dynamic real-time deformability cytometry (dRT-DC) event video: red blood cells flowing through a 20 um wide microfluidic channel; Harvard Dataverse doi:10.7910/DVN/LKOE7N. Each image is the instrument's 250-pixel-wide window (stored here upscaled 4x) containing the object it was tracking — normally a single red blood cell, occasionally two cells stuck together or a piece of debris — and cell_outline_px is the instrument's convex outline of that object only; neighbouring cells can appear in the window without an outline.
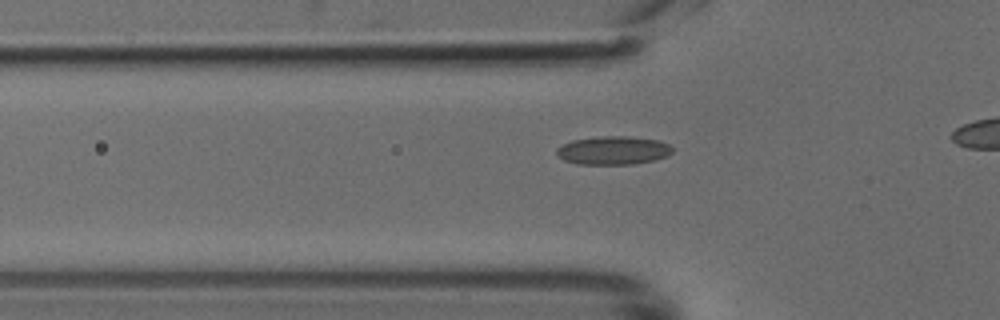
{"species": "common noctule bat (a hibernating species)", "species_latin": "Nyctalus noctula", "temperature_condition": "cold", "stored_images_in_passage": 26, "camera_frame_rate_fps": 3000, "um_per_image_px": 0.085, "animal": {"sex": "male", "body_mass_g": 18.8}, "frame": {"image": 1, "passage_image": 2, "time_ms": 0.333, "image_size_px": [1000, 320], "cell_outline_px": [[672, 152], [668, 156], [652, 160], [632, 164], [576, 164], [564, 160], [556, 156], [556, 148], [572, 140], [600, 136], [624, 136], [660, 140], [668, 144], [672, 148]], "centroid_in_image_um": [52.09, 12.78], "position_along_channel_um": 73.7, "area_um2": 19.19}}
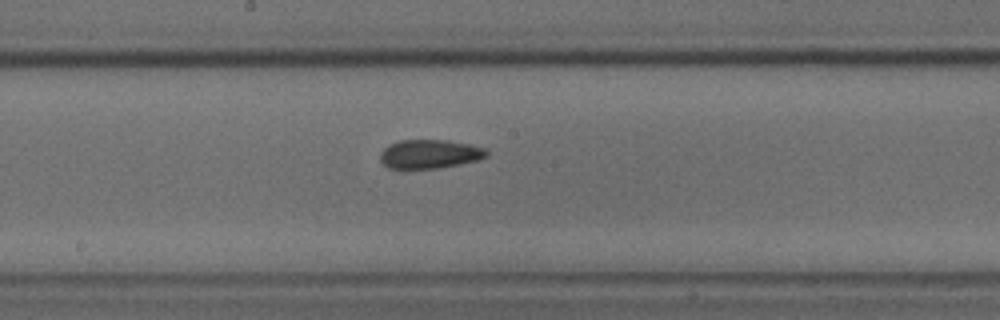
{"frame": {"image": 2, "passage_image": 12, "time_ms": 3.667, "image_size_px": [1000, 320], "cell_outline_px": [[488, 156], [480, 160], [460, 164], [436, 168], [388, 168], [380, 160], [380, 152], [388, 144], [400, 140], [448, 140], [488, 148]], "centroid_in_image_um": [36.55, 13.08], "position_along_channel_um": 211.6, "area_um2": 18.03}}
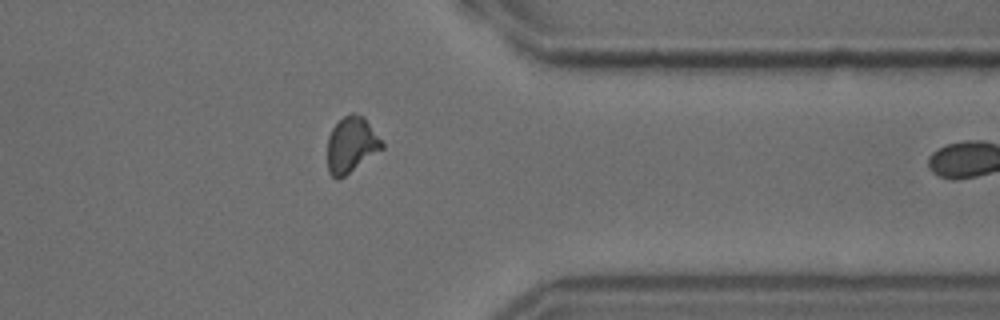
{"frame": {"image": 3, "passage_image": 25, "time_ms": 8.0, "image_size_px": [1000, 320], "cell_outline_px": [[384, 148], [340, 180], [336, 180], [328, 172], [328, 136], [332, 128], [344, 116], [352, 112], [364, 116], [384, 144]], "centroid_in_image_um": [29.86, 12.33], "position_along_channel_um": 381.5, "area_um2": 17.86}}